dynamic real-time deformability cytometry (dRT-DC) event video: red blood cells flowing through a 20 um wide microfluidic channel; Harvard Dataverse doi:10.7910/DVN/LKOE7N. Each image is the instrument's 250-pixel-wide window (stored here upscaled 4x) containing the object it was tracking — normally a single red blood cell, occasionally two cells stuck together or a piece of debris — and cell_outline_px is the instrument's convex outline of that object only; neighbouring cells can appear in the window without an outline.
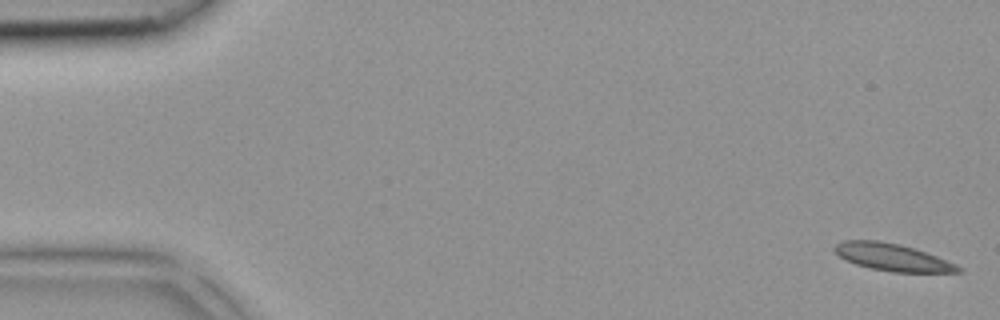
{"species": "common noctule bat (a hibernating species)", "species_latin": "Nyctalus noctula", "temperature_condition": "room temperature", "stored_images_in_passage": 43, "camera_frame_rate_fps": 3000, "um_per_image_px": 0.085, "animal": {"sex": "female", "body_mass_g": 18.4}, "frame": {"image": 1, "passage_image": 1, "time_ms": 0.0, "image_size_px": [1000, 320], "cell_outline_px": [[964, 272], [892, 272], [872, 268], [856, 264], [840, 256], [832, 248], [836, 244], [844, 240], [876, 240], [900, 244], [916, 248], [956, 264], [964, 268]], "centroid_in_image_um": [75.9, 21.86], "position_along_channel_um": 9.1, "area_um2": 19.54}}
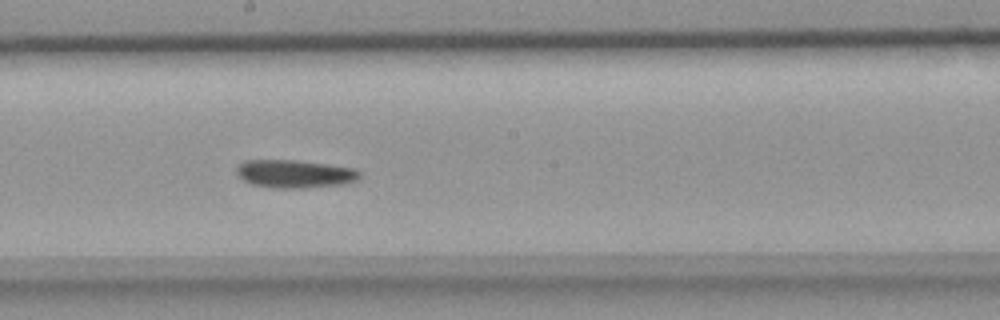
{"frame": {"image": 2, "passage_image": 23, "time_ms": 7.333, "image_size_px": [1000, 320], "cell_outline_px": [[360, 176], [356, 180], [344, 184], [304, 188], [272, 188], [252, 184], [236, 176], [236, 168], [244, 160], [296, 160], [328, 164], [356, 168], [360, 172]], "centroid_in_image_um": [25.04, 14.77], "position_along_channel_um": 223.2, "area_um2": 20.29}}
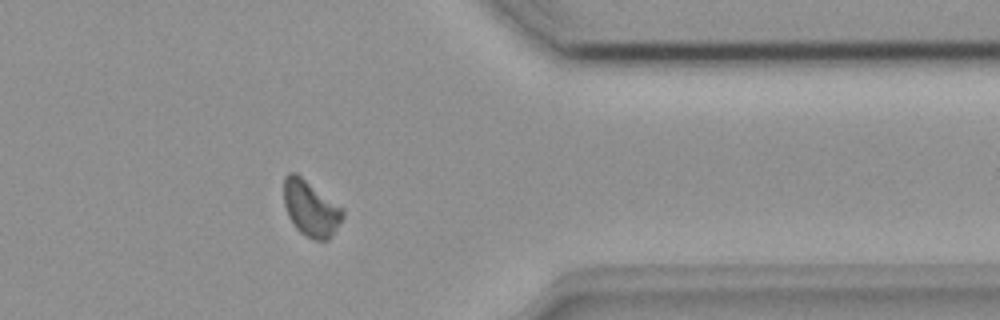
{"frame": {"image": 3, "passage_image": 34, "time_ms": 11.0, "image_size_px": [1000, 320], "cell_outline_px": [[344, 216], [328, 240], [316, 240], [300, 232], [296, 228], [288, 216], [284, 204], [284, 176], [288, 172], [296, 172], [344, 208]], "centroid_in_image_um": [26.41, 17.68], "position_along_channel_um": 385.0, "area_um2": 19.13}}